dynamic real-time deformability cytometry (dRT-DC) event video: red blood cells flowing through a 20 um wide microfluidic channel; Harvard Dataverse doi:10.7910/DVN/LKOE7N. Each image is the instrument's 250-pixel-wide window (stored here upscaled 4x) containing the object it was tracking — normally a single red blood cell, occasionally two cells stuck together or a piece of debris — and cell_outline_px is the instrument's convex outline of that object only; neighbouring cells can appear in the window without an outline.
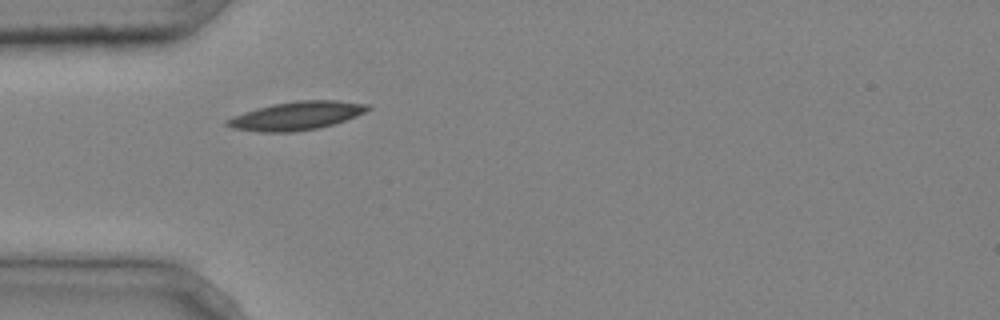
{"species": "common noctule bat (a hibernating species)", "species_latin": "Nyctalus noctula", "temperature_condition": "cold", "stored_images_in_passage": 4, "camera_frame_rate_fps": 3000, "um_per_image_px": 0.085, "animal": {"sex": "male", "body_mass_g": 20.4}, "frame": {"image": 1, "passage_image": 3, "time_ms": 0.667, "image_size_px": [1000, 320], "cell_outline_px": [[372, 108], [356, 116], [336, 124], [316, 128], [292, 132], [260, 132], [232, 128], [224, 124], [224, 120], [244, 112], [256, 108], [272, 104], [296, 100], [336, 100], [368, 104]], "centroid_in_image_um": [25.19, 9.84], "position_along_channel_um": 59.8, "area_um2": 23.35}}